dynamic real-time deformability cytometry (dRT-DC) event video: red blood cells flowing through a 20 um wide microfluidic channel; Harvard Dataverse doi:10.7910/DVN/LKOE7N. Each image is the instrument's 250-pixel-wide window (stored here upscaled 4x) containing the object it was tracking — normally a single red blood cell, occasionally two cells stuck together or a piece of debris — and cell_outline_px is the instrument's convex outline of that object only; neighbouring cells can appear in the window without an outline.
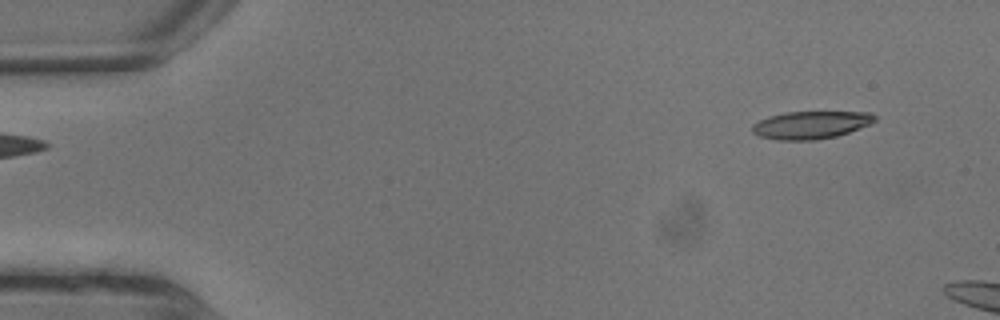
{"species": "common noctule bat (a hibernating species)", "species_latin": "Nyctalus noctula", "temperature_condition": "warm", "stored_images_in_passage": 5, "camera_frame_rate_fps": 3000, "um_per_image_px": 0.085, "animal": {"sex": "male", "body_mass_g": 13.3}, "frame": {"image": 1, "passage_image": 1, "time_ms": 0.0, "image_size_px": [1000, 320], "cell_outline_px": [[876, 120], [868, 124], [848, 132], [836, 136], [816, 140], [776, 140], [760, 136], [752, 132], [752, 124], [768, 116], [784, 112], [872, 112], [876, 116]], "centroid_in_image_um": [68.89, 10.61], "position_along_channel_um": 16.1, "area_um2": 19.71}}